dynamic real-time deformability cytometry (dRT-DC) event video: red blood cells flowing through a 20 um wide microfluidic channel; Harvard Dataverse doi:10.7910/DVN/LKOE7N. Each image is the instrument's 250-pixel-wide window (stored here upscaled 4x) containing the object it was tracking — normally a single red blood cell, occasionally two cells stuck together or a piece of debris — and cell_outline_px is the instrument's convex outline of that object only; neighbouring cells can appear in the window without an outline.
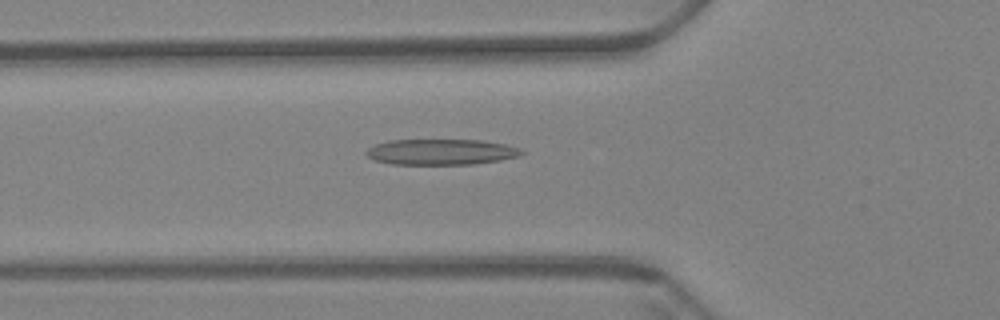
{"species": "Egyptian fruit bat (a non-hibernating species)", "species_latin": "Rousettus aegyptiacus", "temperature_condition": "warm", "stored_images_in_passage": 59, "camera_frame_rate_fps": 3000, "um_per_image_px": 0.085, "animal": {"sex": "female"}, "frame": {"image": 1, "passage_image": 21, "time_ms": 6.667, "image_size_px": [1000, 320], "cell_outline_px": [[524, 152], [520, 156], [500, 160], [472, 164], [392, 164], [376, 160], [368, 156], [364, 152], [368, 148], [376, 144], [388, 140], [480, 140], [504, 144], [520, 148]], "centroid_in_image_um": [37.49, 12.91], "position_along_channel_um": 88.3, "area_um2": 23.18}}
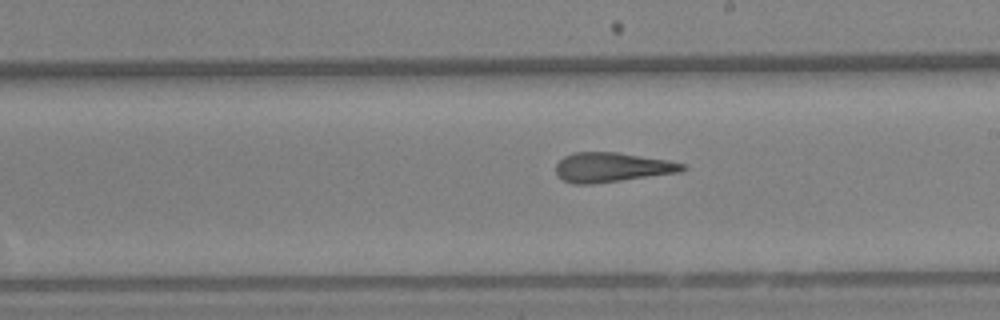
{"frame": {"image": 2, "passage_image": 34, "time_ms": 11.0, "image_size_px": [1000, 320], "cell_outline_px": [[688, 168], [680, 172], [592, 184], [572, 184], [564, 180], [556, 172], [556, 164], [564, 156], [572, 152], [616, 152], [668, 160], [688, 164]], "centroid_in_image_um": [52.04, 14.21], "position_along_channel_um": 237.0, "area_um2": 21.79}}
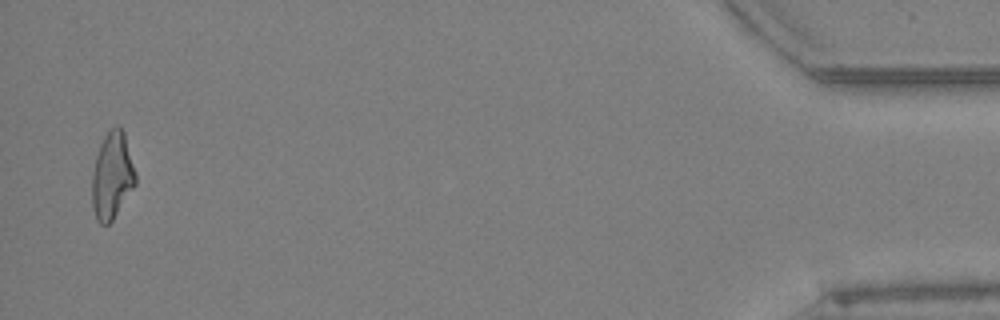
{"frame": {"image": 3, "passage_image": 58, "time_ms": 19.0, "image_size_px": [1000, 320], "cell_outline_px": [[136, 184], [112, 220], [108, 224], [100, 224], [96, 220], [92, 204], [92, 172], [96, 156], [100, 144], [108, 128], [116, 124], [120, 124], [124, 132], [136, 176]], "centroid_in_image_um": [9.51, 14.89], "position_along_channel_um": 425.7, "area_um2": 22.08}, "authors_computed_cell_mechanics": {"area_um2": 22.4842, "velocity_mm_per_s": 3.4392, "shape_relaxation_time_tau1_ms": null, "shape_relaxation_time_tau2_ms": 2.6456, "deformation_change_tau1": null, "deformation_change_tau2": 0.1495}}